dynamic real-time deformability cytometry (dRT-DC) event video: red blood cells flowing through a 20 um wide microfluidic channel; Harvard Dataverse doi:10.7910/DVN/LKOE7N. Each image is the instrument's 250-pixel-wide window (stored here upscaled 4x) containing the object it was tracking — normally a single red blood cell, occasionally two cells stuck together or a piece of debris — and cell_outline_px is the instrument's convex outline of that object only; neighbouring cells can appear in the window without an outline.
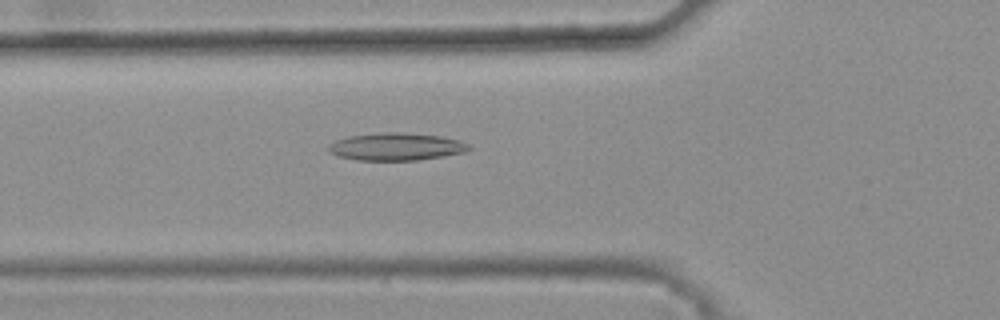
{"species": "common noctule bat (a hibernating species)", "species_latin": "Nyctalus noctula", "temperature_condition": "warm", "stored_images_in_passage": 47, "camera_frame_rate_fps": 3000, "um_per_image_px": 0.085, "animal": {"sex": "female", "body_mass_g": 25.1}, "frame": {"image": 1, "passage_image": 19, "time_ms": 6.0, "image_size_px": [1000, 320], "cell_outline_px": [[472, 148], [464, 152], [444, 156], [416, 160], [356, 160], [340, 156], [328, 152], [324, 148], [328, 144], [336, 140], [348, 136], [388, 132], [396, 132], [444, 136], [460, 140], [468, 144]], "centroid_in_image_um": [33.66, 12.46], "position_along_channel_um": 92.1, "area_um2": 22.6}}
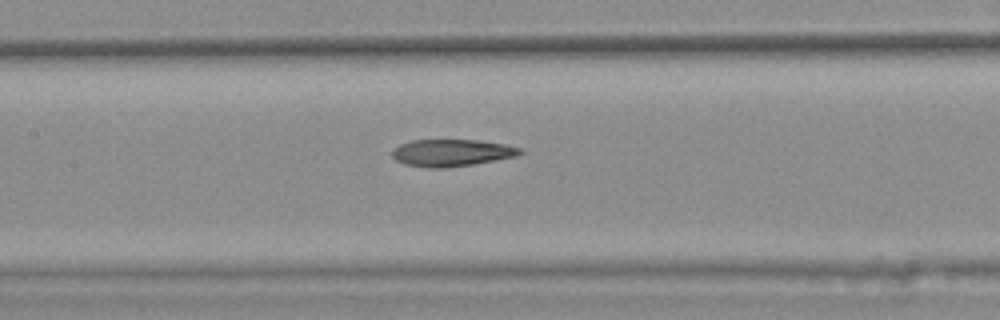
{"frame": {"image": 2, "passage_image": 25, "time_ms": 8.0, "image_size_px": [1000, 320], "cell_outline_px": [[524, 152], [516, 156], [472, 164], [444, 168], [428, 168], [404, 164], [396, 160], [392, 156], [392, 148], [400, 144], [412, 140], [476, 140], [504, 144], [520, 148]], "centroid_in_image_um": [38.34, 12.98], "position_along_channel_um": 169.1, "area_um2": 20.06}}
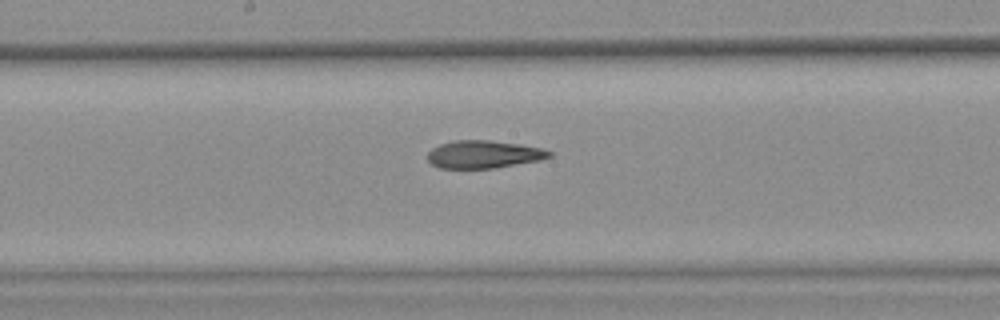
{"frame": {"image": 3, "passage_image": 28, "time_ms": 9.0, "image_size_px": [1000, 320], "cell_outline_px": [[552, 156], [540, 160], [496, 168], [440, 168], [432, 164], [428, 160], [428, 152], [432, 148], [440, 144], [452, 140], [488, 140], [520, 144], [540, 148], [552, 152]], "centroid_in_image_um": [41.1, 13.12], "position_along_channel_um": 207.1, "area_um2": 19.65}, "authors_computed_cell_mechanics": {"area_um2": 20.8658, "velocity_mm_per_s": 3.8227, "shape_relaxation_time_tau1_ms": null, "shape_relaxation_time_tau2_ms": 4.0295, "deformation_change_tau1": null, "deformation_change_tau2": 0.1465}}